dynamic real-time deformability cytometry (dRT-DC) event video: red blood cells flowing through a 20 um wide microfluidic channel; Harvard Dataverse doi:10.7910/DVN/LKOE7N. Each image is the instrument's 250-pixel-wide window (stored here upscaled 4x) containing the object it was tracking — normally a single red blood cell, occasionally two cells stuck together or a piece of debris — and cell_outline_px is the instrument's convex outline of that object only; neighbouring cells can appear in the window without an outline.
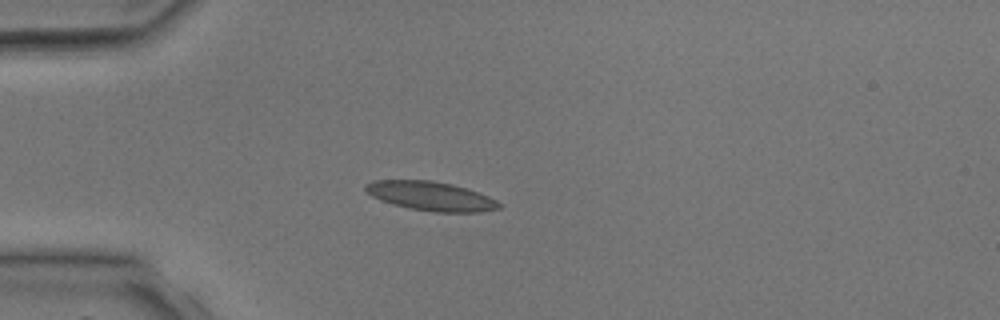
{"species": "common noctule bat (a hibernating species)", "species_latin": "Nyctalus noctula", "temperature_condition": "room temperature", "stored_images_in_passage": 3, "camera_frame_rate_fps": 3000, "um_per_image_px": 0.085, "animal": {"sex": "male", "body_mass_g": 17.9, "forearm_length_mm": 54.2}, "frame": {"image": 1, "passage_image": 3, "time_ms": 2.333, "image_size_px": [1000, 320], "cell_outline_px": [[504, 204], [500, 208], [480, 212], [436, 212], [408, 208], [380, 200], [372, 196], [364, 188], [364, 184], [372, 180], [432, 180], [452, 184], [468, 188], [488, 196]], "centroid_in_image_um": [36.64, 16.66], "position_along_channel_um": 48.4, "area_um2": 22.77}}